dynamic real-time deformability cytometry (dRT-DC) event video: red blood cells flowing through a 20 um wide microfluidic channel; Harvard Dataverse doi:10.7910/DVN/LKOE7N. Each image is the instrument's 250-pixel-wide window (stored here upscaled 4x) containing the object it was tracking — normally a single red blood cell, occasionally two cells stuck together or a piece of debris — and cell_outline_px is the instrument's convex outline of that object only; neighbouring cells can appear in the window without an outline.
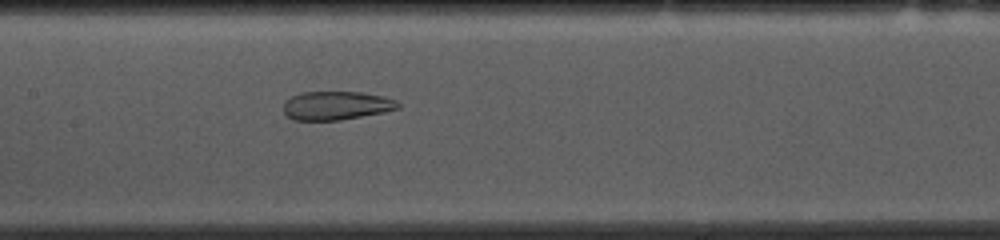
{"species": "common noctule bat (a hibernating species)", "species_latin": "Nyctalus noctula", "temperature_condition": "cold", "stored_images_in_passage": 53, "camera_frame_rate_fps": 3000, "um_per_image_px": 0.085, "animal": {"sex": "female", "body_mass_g": 10.0, "forearm_length_mm": 53.1}, "frame": {"image": 1, "passage_image": 24, "time_ms": 7.667, "image_size_px": [1000, 240], "cell_outline_px": [[400, 108], [340, 120], [292, 120], [284, 112], [284, 100], [300, 92], [360, 92], [384, 96], [396, 100], [400, 104]], "centroid_in_image_um": [28.56, 8.96], "position_along_channel_um": 178.8, "area_um2": 19.02}}
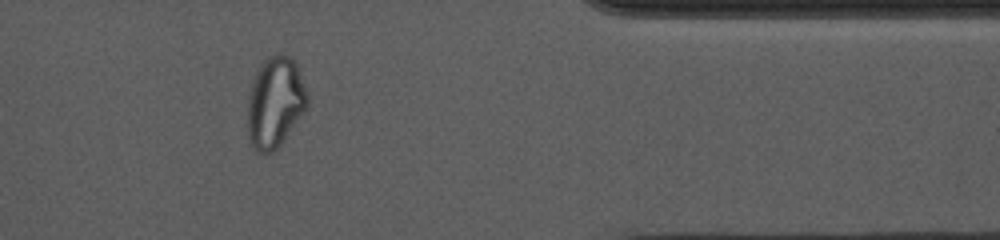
{"frame": {"image": 2, "passage_image": 43, "time_ms": 14.0, "image_size_px": [1000, 240], "cell_outline_px": [[308, 104], [304, 112], [280, 144], [272, 152], [256, 152], [252, 148], [248, 136], [248, 96], [252, 80], [256, 72], [264, 60], [268, 56], [280, 52], [288, 56], [296, 64], [308, 96]], "centroid_in_image_um": [23.36, 8.69], "position_along_channel_um": 388.0, "area_um2": 31.44}}
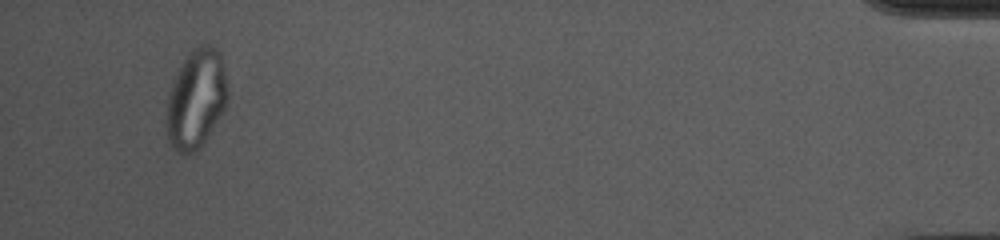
{"frame": {"image": 3, "passage_image": 50, "time_ms": 16.333, "image_size_px": [1000, 240], "cell_outline_px": [[228, 100], [224, 112], [204, 140], [192, 152], [184, 156], [176, 152], [168, 140], [168, 100], [172, 84], [180, 64], [200, 44], [208, 44], [216, 48], [220, 52], [228, 92]], "centroid_in_image_um": [16.7, 8.41], "position_along_channel_um": 418.5, "area_um2": 34.62}}